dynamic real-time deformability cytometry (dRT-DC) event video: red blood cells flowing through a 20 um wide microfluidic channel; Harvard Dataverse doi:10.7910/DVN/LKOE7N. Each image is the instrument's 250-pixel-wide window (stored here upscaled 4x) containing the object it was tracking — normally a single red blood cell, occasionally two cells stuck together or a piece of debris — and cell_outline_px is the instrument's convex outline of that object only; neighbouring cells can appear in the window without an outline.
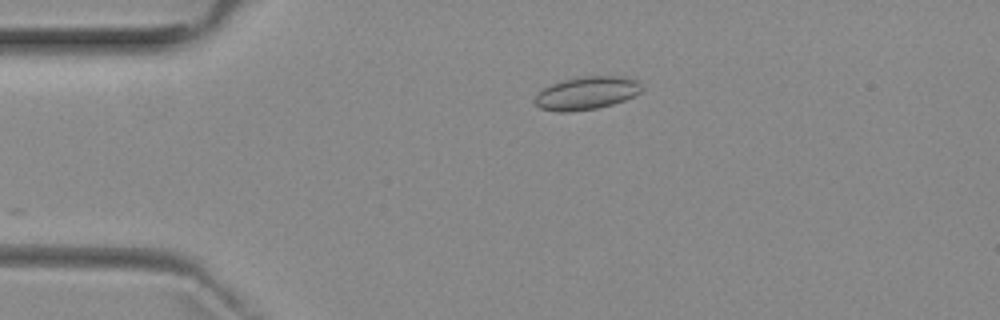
{"species": "common noctule bat (a hibernating species)", "species_latin": "Nyctalus noctula", "temperature_condition": "room temperature", "stored_images_in_passage": 3, "camera_frame_rate_fps": 3000, "um_per_image_px": 0.085, "animal": {"sex": "female", "body_mass_g": 29.2, "forearm_length_mm": 56.3}, "frame": {"image": 1, "passage_image": 3, "time_ms": 3.0, "image_size_px": [1000, 320], "cell_outline_px": [[644, 88], [640, 92], [624, 100], [612, 104], [596, 108], [568, 112], [556, 112], [540, 108], [532, 100], [544, 88], [552, 84], [564, 80], [580, 76], [624, 76], [636, 80]], "centroid_in_image_um": [49.86, 7.91], "position_along_channel_um": 35.1, "area_um2": 20.46}}